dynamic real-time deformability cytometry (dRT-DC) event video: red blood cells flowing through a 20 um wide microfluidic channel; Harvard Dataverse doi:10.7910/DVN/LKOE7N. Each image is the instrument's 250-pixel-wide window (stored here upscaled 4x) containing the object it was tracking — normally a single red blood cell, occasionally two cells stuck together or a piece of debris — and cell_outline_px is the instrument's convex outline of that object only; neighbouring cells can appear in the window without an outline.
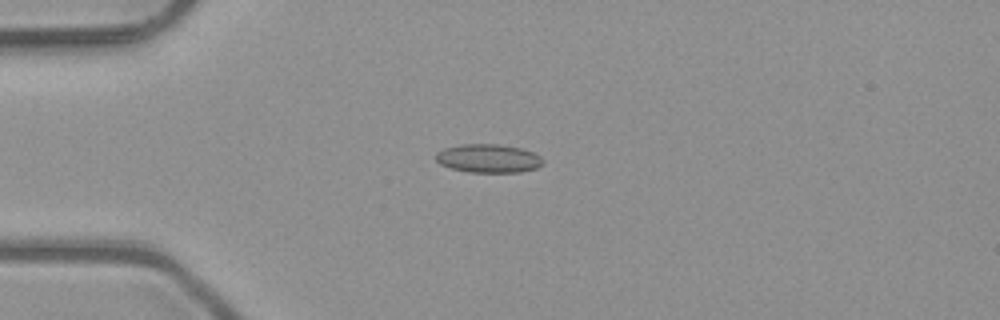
{"species": "common noctule bat (a hibernating species)", "species_latin": "Nyctalus noctula", "temperature_condition": "room temperature", "stored_images_in_passage": 4, "camera_frame_rate_fps": 3000, "um_per_image_px": 0.085, "animal": {"sex": "male", "body_mass_g": 23.1, "forearm_length_mm": 52.7}, "frame": {"image": 1, "passage_image": 2, "time_ms": 0.333, "image_size_px": [1000, 320], "cell_outline_px": [[544, 164], [536, 168], [520, 172], [468, 172], [452, 168], [440, 164], [436, 160], [436, 152], [444, 148], [460, 144], [500, 144], [520, 148], [532, 152], [540, 156], [544, 160]], "centroid_in_image_um": [41.52, 13.46], "position_along_channel_um": 43.5, "area_um2": 17.86}}
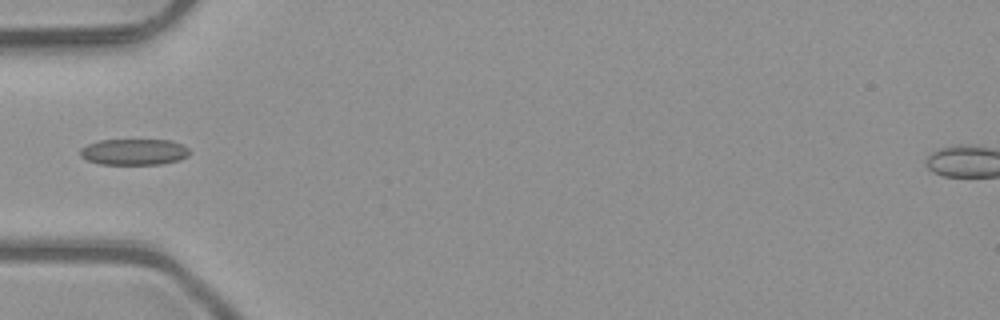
{"frame": {"image": 2, "passage_image": 3, "time_ms": 0.667, "image_size_px": [1000, 320], "cell_outline_px": [[192, 152], [188, 156], [180, 160], [160, 164], [100, 164], [88, 160], [80, 156], [80, 148], [88, 144], [100, 140], [172, 140], [184, 144]], "centroid_in_image_um": [11.44, 12.91], "position_along_channel_um": 73.6, "area_um2": 16.82}}
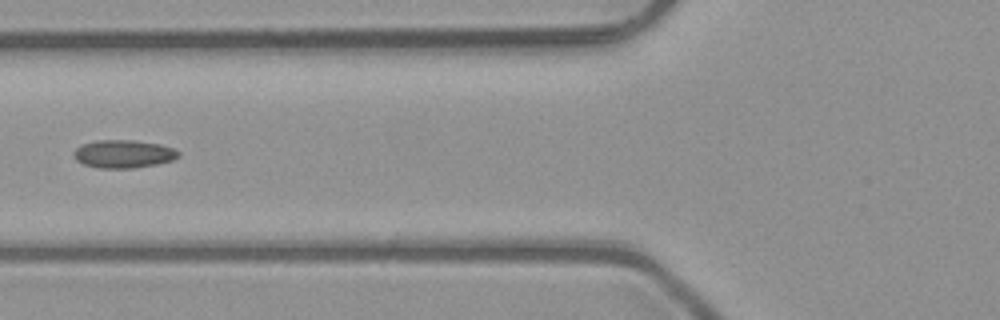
{"frame": {"image": 3, "passage_image": 4, "time_ms": 1.0, "image_size_px": [1000, 320], "cell_outline_px": [[180, 156], [172, 160], [156, 164], [132, 168], [100, 168], [84, 164], [76, 160], [72, 156], [72, 152], [80, 144], [96, 140], [132, 140], [160, 144], [172, 148], [180, 152]], "centroid_in_image_um": [10.46, 13.07], "position_along_channel_um": 115.3, "area_um2": 17.17}}